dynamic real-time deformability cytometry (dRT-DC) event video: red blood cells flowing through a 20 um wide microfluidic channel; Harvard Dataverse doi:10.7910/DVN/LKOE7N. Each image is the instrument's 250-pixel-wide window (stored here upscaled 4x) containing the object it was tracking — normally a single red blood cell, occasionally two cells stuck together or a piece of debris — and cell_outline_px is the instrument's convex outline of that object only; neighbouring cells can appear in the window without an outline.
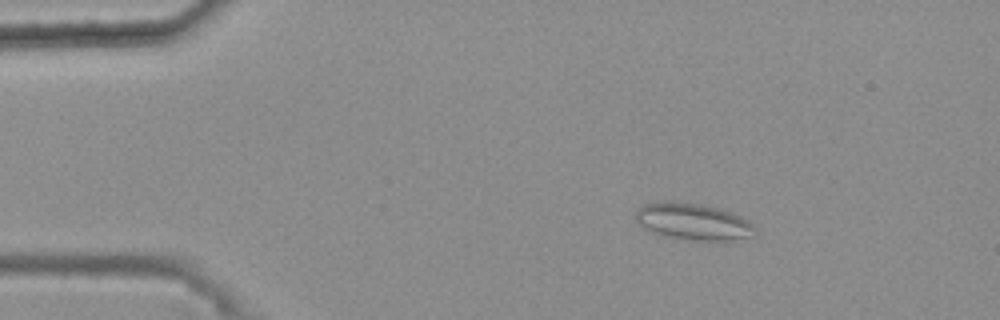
{"species": "common noctule bat (a hibernating species)", "species_latin": "Nyctalus noctula", "temperature_condition": "warm", "stored_images_in_passage": 39, "camera_frame_rate_fps": 3000, "um_per_image_px": 0.085, "animal": {"sex": "female", "body_mass_g": 25.1}, "frame": {"image": 1, "passage_image": 1, "time_ms": 0.0, "image_size_px": [1000, 320], "cell_outline_px": [[756, 236], [732, 240], [696, 240], [656, 232], [640, 224], [636, 220], [636, 212], [640, 204], [664, 200], [668, 200], [700, 204], [720, 208], [732, 212], [748, 220], [756, 228]], "centroid_in_image_um": [58.97, 18.79], "position_along_channel_um": 26.0, "area_um2": 25.26}}
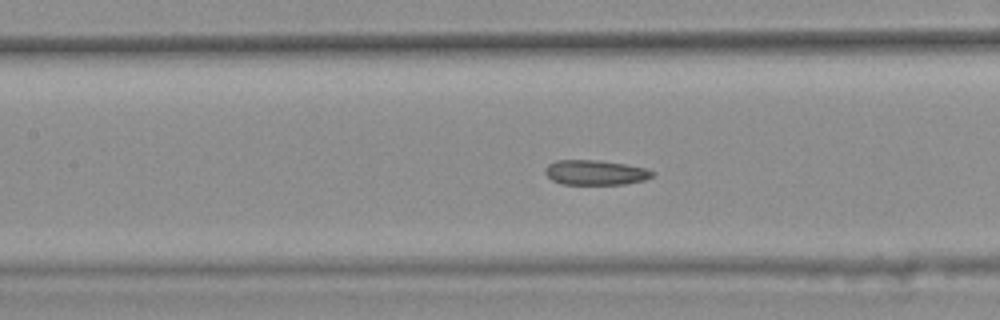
{"frame": {"image": 2, "passage_image": 17, "time_ms": 5.333, "image_size_px": [1000, 320], "cell_outline_px": [[656, 172], [652, 176], [644, 180], [624, 184], [564, 184], [552, 180], [544, 172], [544, 168], [548, 164], [556, 160], [596, 160], [624, 164], [648, 168]], "centroid_in_image_um": [50.61, 14.66], "position_along_channel_um": 156.8, "area_um2": 15.55}}
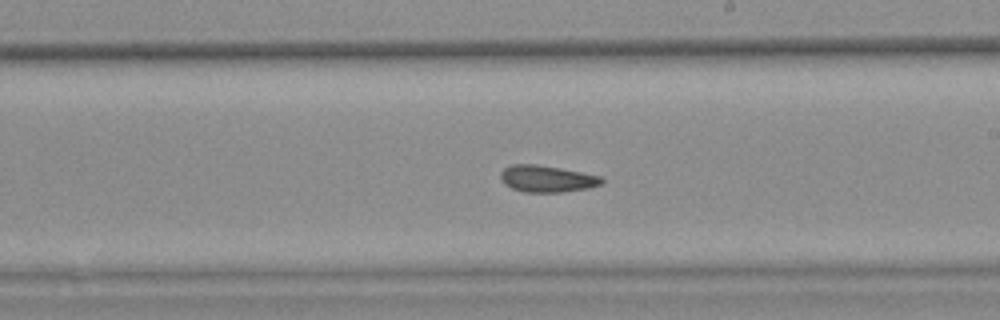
{"frame": {"image": 3, "passage_image": 24, "time_ms": 7.667, "image_size_px": [1000, 320], "cell_outline_px": [[604, 180], [600, 184], [588, 188], [560, 192], [524, 192], [512, 188], [504, 184], [500, 180], [500, 172], [504, 168], [512, 164], [536, 164], [560, 168], [600, 176]], "centroid_in_image_um": [46.43, 15.19], "position_along_channel_um": 242.6, "area_um2": 15.66}, "authors_computed_cell_mechanics": {"area_um2": 15.895, "velocity_mm_per_s": 3.6859, "shape_relaxation_time_tau1_ms": null, "shape_relaxation_time_tau2_ms": 2.83, "deformation_change_tau1": null, "deformation_change_tau2": 0.0844}}